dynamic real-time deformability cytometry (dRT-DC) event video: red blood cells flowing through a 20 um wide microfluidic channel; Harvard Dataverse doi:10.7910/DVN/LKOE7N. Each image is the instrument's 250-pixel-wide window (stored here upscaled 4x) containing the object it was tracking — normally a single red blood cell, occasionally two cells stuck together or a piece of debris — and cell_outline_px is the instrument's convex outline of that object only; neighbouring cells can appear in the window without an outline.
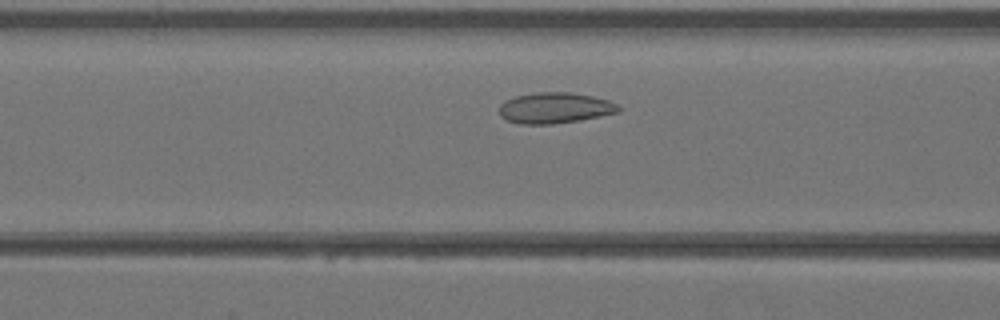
{"species": "Egyptian fruit bat (a non-hibernating species)", "species_latin": "Rousettus aegyptiacus", "temperature_condition": "warm", "stored_images_in_passage": 32, "camera_frame_rate_fps": 3000, "um_per_image_px": 0.085, "animal": {"sex": "female"}, "frame": {"image": 1, "passage_image": 7, "time_ms": 2.0, "image_size_px": [1000, 320], "cell_outline_px": [[620, 112], [580, 120], [552, 124], [520, 124], [508, 120], [500, 116], [500, 104], [504, 100], [516, 96], [536, 92], [572, 92], [592, 96], [608, 100], [620, 104]], "centroid_in_image_um": [47.18, 9.17], "position_along_channel_um": 119.4, "area_um2": 21.56}}
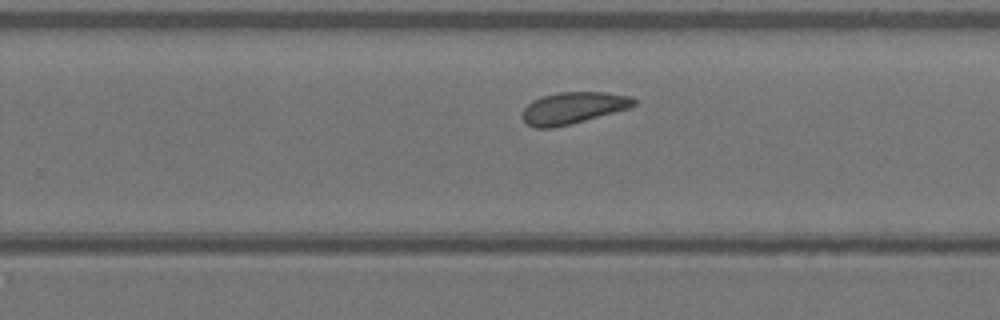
{"frame": {"image": 2, "passage_image": 17, "time_ms": 5.333, "image_size_px": [1000, 320], "cell_outline_px": [[636, 104], [628, 108], [584, 120], [552, 128], [536, 128], [528, 124], [524, 120], [524, 108], [532, 100], [556, 92], [608, 92], [628, 96], [636, 100]], "centroid_in_image_um": [48.71, 9.16], "position_along_channel_um": 281.1, "area_um2": 20.17}}
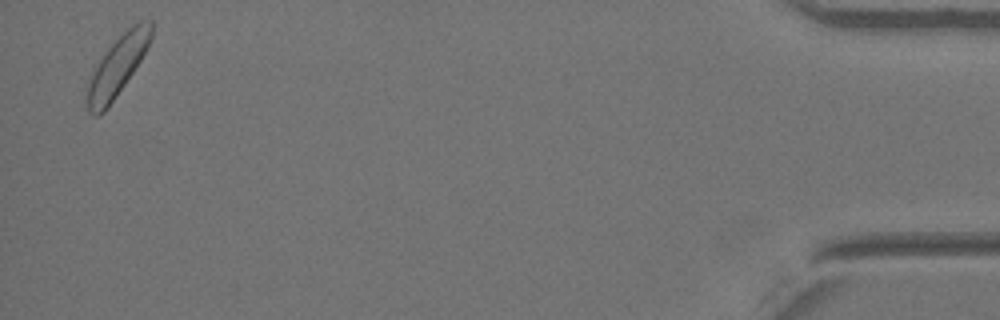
{"frame": {"image": 3, "passage_image": 31, "time_ms": 10.0, "image_size_px": [1000, 320], "cell_outline_px": [[152, 40], [140, 60], [124, 84], [104, 112], [96, 116], [88, 112], [84, 96], [88, 80], [104, 52], [132, 24], [140, 20], [152, 20]], "centroid_in_image_um": [9.95, 5.63], "position_along_channel_um": 425.3, "area_um2": 22.14}}